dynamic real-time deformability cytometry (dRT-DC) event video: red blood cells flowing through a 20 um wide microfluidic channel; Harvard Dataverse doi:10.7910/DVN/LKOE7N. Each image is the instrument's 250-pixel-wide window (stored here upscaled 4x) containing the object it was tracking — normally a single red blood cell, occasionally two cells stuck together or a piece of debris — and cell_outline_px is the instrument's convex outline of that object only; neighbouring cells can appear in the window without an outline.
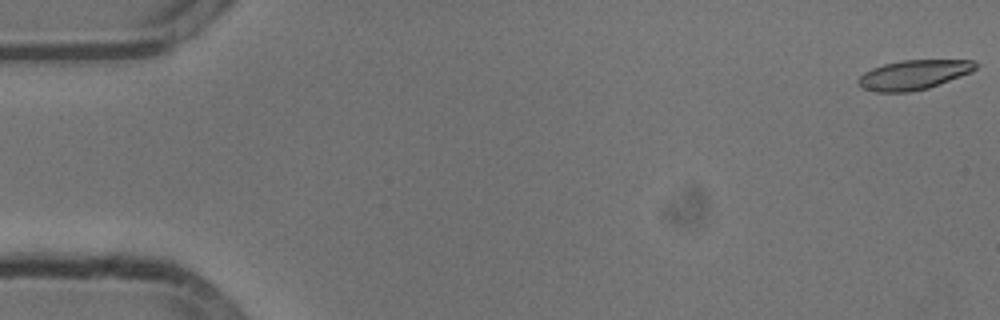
{"species": "common noctule bat (a hibernating species)", "species_latin": "Nyctalus noctula", "temperature_condition": "cold", "stored_images_in_passage": 54, "camera_frame_rate_fps": 3000, "um_per_image_px": 0.085, "animal": {"sex": "male", "body_mass_g": 13.3}, "frame": {"image": 1, "passage_image": 1, "time_ms": 0.0, "image_size_px": [1000, 320], "cell_outline_px": [[976, 68], [972, 72], [928, 88], [908, 92], [876, 92], [864, 88], [856, 80], [864, 72], [872, 68], [884, 64], [900, 60], [972, 60], [976, 64]], "centroid_in_image_um": [77.65, 6.35], "position_along_channel_um": 7.3, "area_um2": 20.06}}
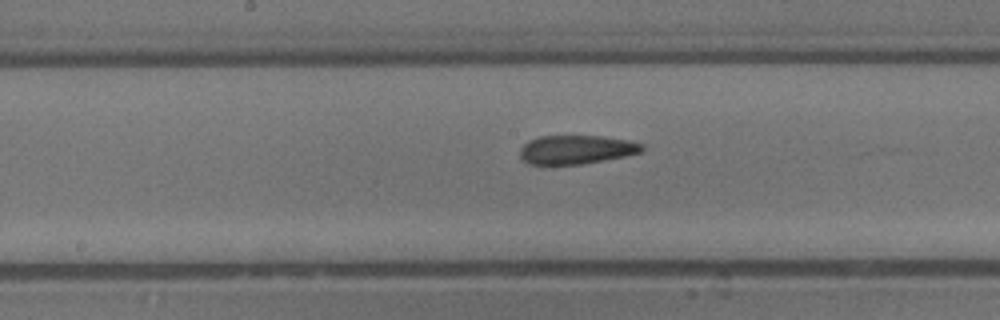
{"frame": {"image": 2, "passage_image": 28, "time_ms": 9.0, "image_size_px": [1000, 320], "cell_outline_px": [[644, 148], [640, 152], [624, 156], [580, 164], [528, 164], [520, 156], [520, 148], [528, 140], [540, 136], [600, 136], [628, 140], [644, 144]], "centroid_in_image_um": [48.96, 12.7], "position_along_channel_um": 199.2, "area_um2": 20.29}}
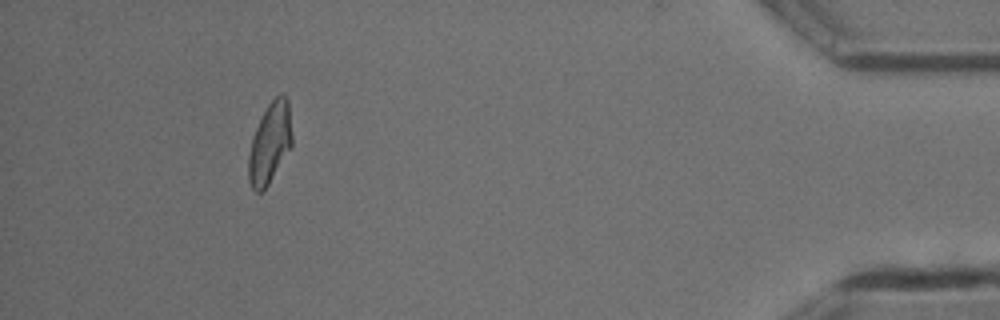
{"frame": {"image": 3, "passage_image": 50, "time_ms": 16.333, "image_size_px": [1000, 320], "cell_outline_px": [[292, 144], [264, 192], [256, 192], [252, 188], [248, 180], [248, 156], [252, 136], [268, 104], [280, 92], [288, 100], [292, 136]], "centroid_in_image_um": [22.92, 12.19], "position_along_channel_um": 412.3, "area_um2": 20.35}, "authors_computed_cell_mechanics": {"area_um2": 20.9814, "velocity_mm_per_s": 3.8052, "shape_relaxation_time_tau1_ms": null, "shape_relaxation_time_tau2_ms": 2.3907, "deformation_change_tau1": null, "deformation_change_tau2": 0.0794}}